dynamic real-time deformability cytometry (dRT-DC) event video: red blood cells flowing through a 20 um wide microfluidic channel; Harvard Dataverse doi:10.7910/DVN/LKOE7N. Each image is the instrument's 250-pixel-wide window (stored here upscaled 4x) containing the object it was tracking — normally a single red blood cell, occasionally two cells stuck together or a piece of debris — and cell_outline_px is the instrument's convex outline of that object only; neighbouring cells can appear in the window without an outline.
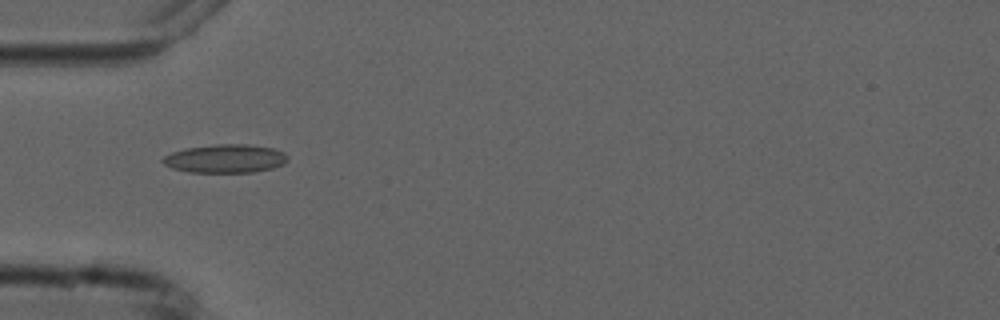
{"species": "common noctule bat (a hibernating species)", "species_latin": "Nyctalus noctula", "temperature_condition": "cold", "stored_images_in_passage": 4, "camera_frame_rate_fps": 3000, "um_per_image_px": 0.085, "animal": {"sex": "male", "forearm_length_mm": 52.5}, "frame": {"image": 1, "passage_image": 2, "time_ms": 1.0, "image_size_px": [1000, 320], "cell_outline_px": [[288, 160], [284, 164], [272, 168], [252, 172], [188, 172], [172, 168], [164, 164], [160, 160], [164, 156], [172, 152], [184, 148], [216, 144], [248, 144], [272, 148], [284, 152], [288, 156]], "centroid_in_image_um": [19.14, 13.47], "position_along_channel_um": 65.9, "area_um2": 20.81}}
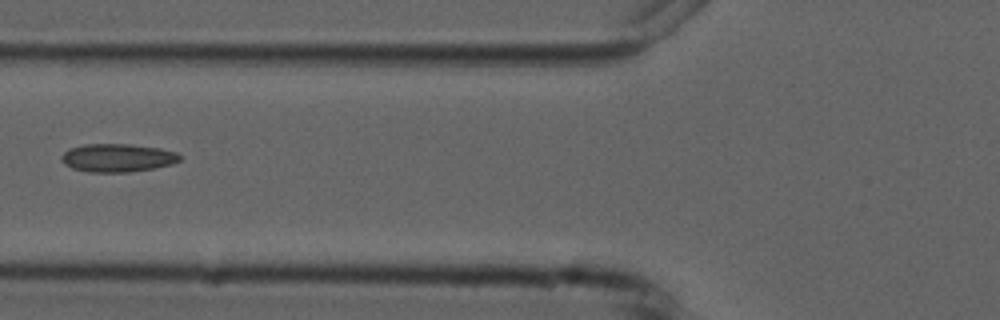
{"frame": {"image": 2, "passage_image": 3, "time_ms": 2.333, "image_size_px": [1000, 320], "cell_outline_px": [[180, 160], [172, 164], [152, 168], [128, 172], [88, 172], [72, 168], [64, 164], [60, 156], [68, 148], [84, 144], [128, 144], [160, 148], [176, 152], [180, 156]], "centroid_in_image_um": [9.95, 13.41], "position_along_channel_um": 115.9, "area_um2": 19.42}}
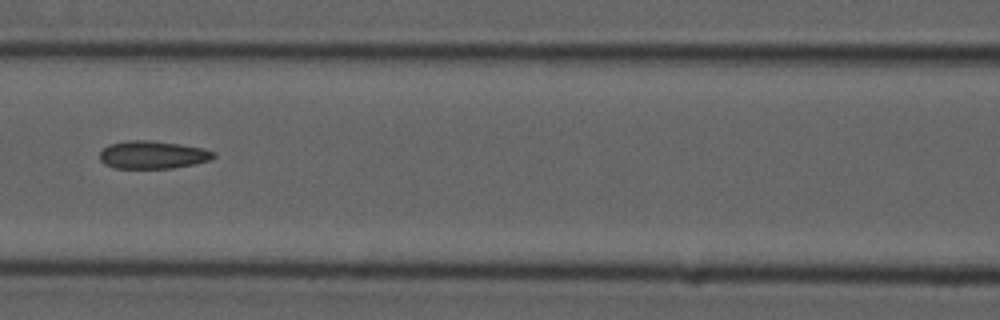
{"frame": {"image": 3, "passage_image": 4, "time_ms": 3.333, "image_size_px": [1000, 320], "cell_outline_px": [[216, 156], [212, 160], [172, 168], [116, 168], [104, 164], [100, 160], [100, 152], [108, 144], [128, 140], [148, 140], [180, 144], [204, 148], [216, 152]], "centroid_in_image_um": [13.0, 13.15], "position_along_channel_um": 153.6, "area_um2": 18.55}}